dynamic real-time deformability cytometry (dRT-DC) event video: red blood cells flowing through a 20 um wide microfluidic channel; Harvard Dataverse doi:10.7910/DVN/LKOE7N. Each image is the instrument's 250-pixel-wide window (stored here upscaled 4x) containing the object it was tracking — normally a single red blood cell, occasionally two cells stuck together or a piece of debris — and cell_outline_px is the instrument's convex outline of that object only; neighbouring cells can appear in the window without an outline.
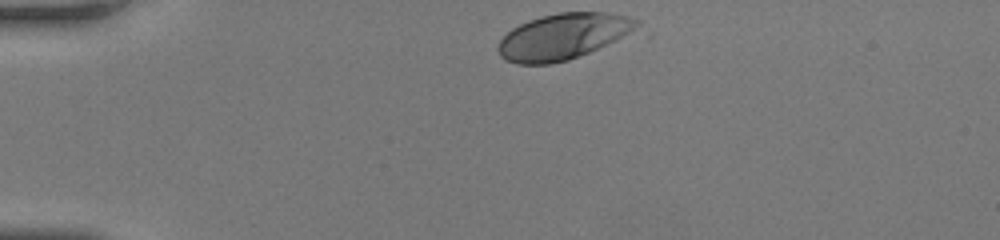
{"species": "human", "species_latin": "Homo sapiens", "temperature_condition": "room temperature", "stored_images_in_passage": 32, "camera_frame_rate_fps": 3000, "um_per_image_px": 0.085, "donor": {"sex": "female"}, "frame": {"image": 1, "passage_image": 1, "time_ms": 0.0, "image_size_px": [1000, 240], "cell_outline_px": [[640, 32], [568, 60], [548, 64], [520, 64], [508, 60], [500, 56], [496, 48], [500, 40], [512, 28], [528, 20], [540, 16], [560, 12], [604, 12], [628, 16], [640, 20]], "centroid_in_image_um": [47.96, 3.09], "position_along_channel_um": 37.0, "area_um2": 37.69}}
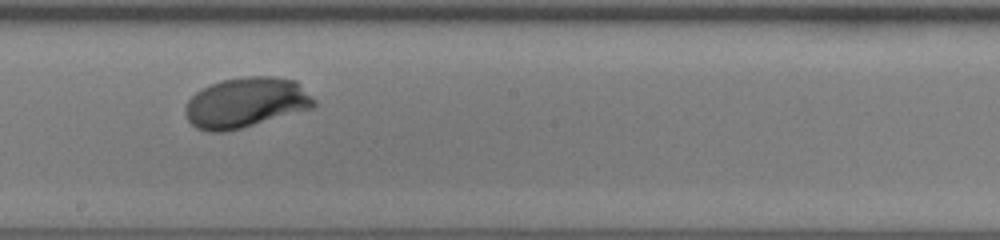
{"frame": {"image": 2, "passage_image": 19, "time_ms": 6.0, "image_size_px": [1000, 240], "cell_outline_px": [[316, 104], [312, 108], [240, 128], [224, 132], [208, 132], [196, 128], [188, 120], [184, 112], [184, 108], [188, 100], [196, 92], [220, 80], [248, 76], [272, 76], [296, 80], [316, 100]], "centroid_in_image_um": [20.89, 8.71], "position_along_channel_um": 227.3, "area_um2": 37.57}}
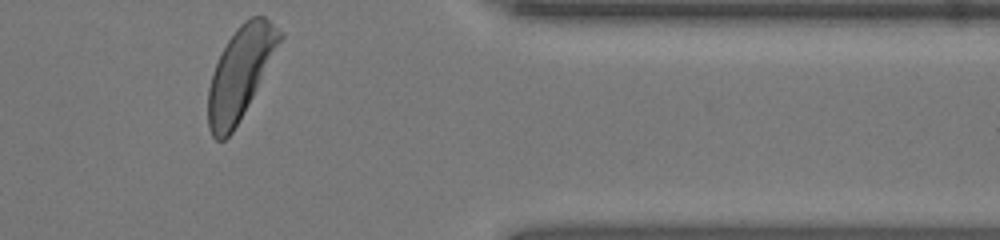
{"frame": {"image": 3, "passage_image": 32, "time_ms": 10.333, "image_size_px": [1000, 240], "cell_outline_px": [[284, 36], [248, 104], [232, 132], [224, 140], [216, 140], [212, 136], [208, 128], [208, 88], [212, 72], [228, 40], [236, 28], [244, 20], [252, 16], [264, 16]], "centroid_in_image_um": [20.39, 6.21], "position_along_channel_um": 391.0, "area_um2": 37.28}, "authors_computed_cell_mechanics": {"area_um2": 37.0209, "velocity_mm_per_s": 4.128, "shape_relaxation_time_tau1_ms": 2.7763, "shape_relaxation_time_tau2_ms": null, "deformation_change_tau1": 0.1617, "deformation_change_tau2": null}}